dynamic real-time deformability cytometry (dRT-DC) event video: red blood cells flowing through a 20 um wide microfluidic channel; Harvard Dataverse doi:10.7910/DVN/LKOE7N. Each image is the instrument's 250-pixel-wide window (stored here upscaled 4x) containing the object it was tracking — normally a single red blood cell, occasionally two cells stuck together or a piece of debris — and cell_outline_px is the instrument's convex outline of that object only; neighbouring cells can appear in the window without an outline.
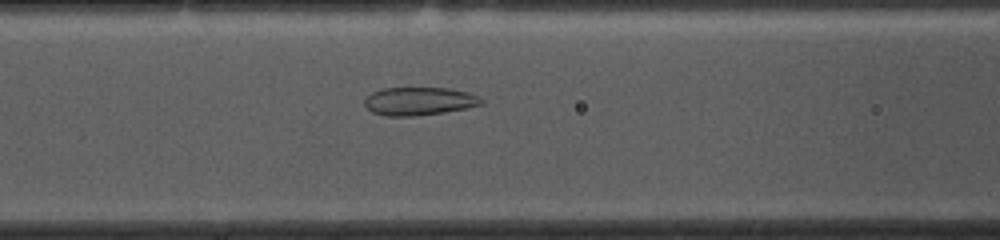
{"species": "common noctule bat (a hibernating species)", "species_latin": "Nyctalus noctula", "temperature_condition": "cold", "stored_images_in_passage": 53, "camera_frame_rate_fps": 3000, "um_per_image_px": 0.085, "animal": {"sex": "female", "body_mass_g": 10.0, "forearm_length_mm": 53.1}, "frame": {"image": 1, "passage_image": 20, "time_ms": 6.333, "image_size_px": [1000, 240], "cell_outline_px": [[484, 104], [468, 108], [444, 112], [416, 116], [384, 116], [372, 112], [364, 104], [364, 100], [372, 92], [384, 88], [448, 88], [468, 92], [480, 96], [484, 100]], "centroid_in_image_um": [35.67, 8.6], "position_along_channel_um": 130.9, "area_um2": 19.31}}
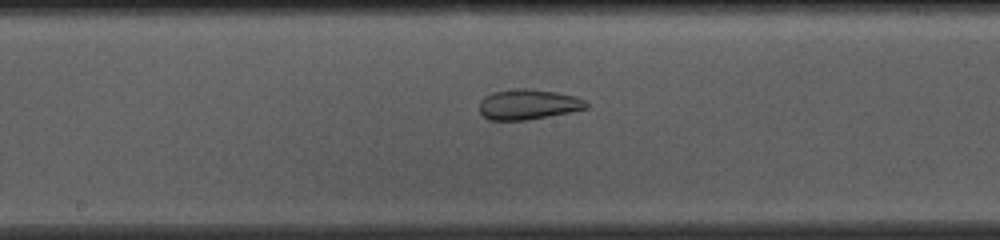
{"frame": {"image": 2, "passage_image": 26, "time_ms": 8.333, "image_size_px": [1000, 240], "cell_outline_px": [[588, 108], [548, 116], [524, 120], [488, 120], [480, 112], [480, 100], [484, 96], [492, 92], [520, 88], [532, 88], [556, 92], [576, 96], [584, 100], [588, 104]], "centroid_in_image_um": [44.88, 8.86], "position_along_channel_um": 203.3, "area_um2": 18.84}}
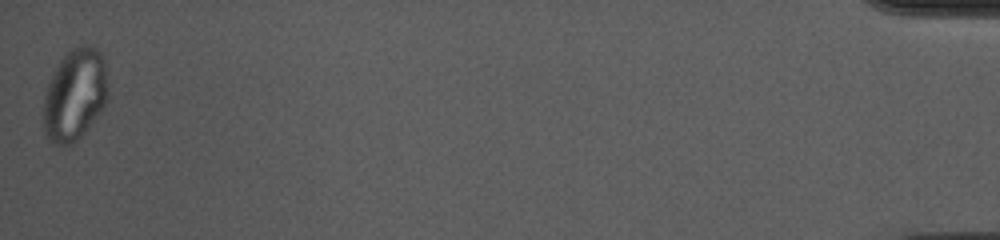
{"frame": {"image": 3, "passage_image": 53, "time_ms": 17.333, "image_size_px": [1000, 240], "cell_outline_px": [[108, 96], [100, 112], [88, 128], [72, 144], [52, 144], [48, 140], [44, 132], [44, 96], [48, 84], [60, 60], [72, 48], [80, 44], [88, 44], [96, 48], [104, 56], [108, 92]], "centroid_in_image_um": [6.37, 8.04], "position_along_channel_um": 428.8, "area_um2": 34.45}}